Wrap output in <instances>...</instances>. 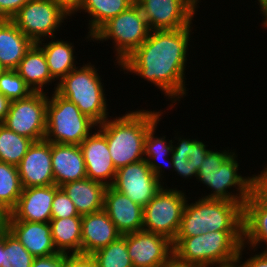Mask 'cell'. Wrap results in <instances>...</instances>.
Masks as SVG:
<instances>
[{
	"instance_id": "6da1fadb",
	"label": "cell",
	"mask_w": 267,
	"mask_h": 267,
	"mask_svg": "<svg viewBox=\"0 0 267 267\" xmlns=\"http://www.w3.org/2000/svg\"><path fill=\"white\" fill-rule=\"evenodd\" d=\"M192 30L191 24L181 29L151 31L148 38L120 64V69L124 74L134 73L153 83L170 99L173 108L188 93L185 70Z\"/></svg>"
},
{
	"instance_id": "7a4b0ae2",
	"label": "cell",
	"mask_w": 267,
	"mask_h": 267,
	"mask_svg": "<svg viewBox=\"0 0 267 267\" xmlns=\"http://www.w3.org/2000/svg\"><path fill=\"white\" fill-rule=\"evenodd\" d=\"M160 111V112H159ZM138 109L123 116L108 118L96 128L106 137L109 153L116 169L144 160V141L148 129L159 119L163 110Z\"/></svg>"
},
{
	"instance_id": "3957f363",
	"label": "cell",
	"mask_w": 267,
	"mask_h": 267,
	"mask_svg": "<svg viewBox=\"0 0 267 267\" xmlns=\"http://www.w3.org/2000/svg\"><path fill=\"white\" fill-rule=\"evenodd\" d=\"M237 154L233 150H209L197 173L199 181L212 191L202 198L238 202L242 206L252 194L254 175L239 174ZM233 188V191H229ZM234 188L236 193H234ZM229 189V190H228ZM233 192V193H232Z\"/></svg>"
},
{
	"instance_id": "277c9868",
	"label": "cell",
	"mask_w": 267,
	"mask_h": 267,
	"mask_svg": "<svg viewBox=\"0 0 267 267\" xmlns=\"http://www.w3.org/2000/svg\"><path fill=\"white\" fill-rule=\"evenodd\" d=\"M243 231H212L193 237H176L174 258L184 264L214 267L236 261Z\"/></svg>"
},
{
	"instance_id": "5b68a950",
	"label": "cell",
	"mask_w": 267,
	"mask_h": 267,
	"mask_svg": "<svg viewBox=\"0 0 267 267\" xmlns=\"http://www.w3.org/2000/svg\"><path fill=\"white\" fill-rule=\"evenodd\" d=\"M186 201L176 237H193L208 231H243V206L238 202L205 199Z\"/></svg>"
},
{
	"instance_id": "8992f818",
	"label": "cell",
	"mask_w": 267,
	"mask_h": 267,
	"mask_svg": "<svg viewBox=\"0 0 267 267\" xmlns=\"http://www.w3.org/2000/svg\"><path fill=\"white\" fill-rule=\"evenodd\" d=\"M82 66H77L55 83L57 86L53 90L76 104L84 115L99 125L110 117L104 85L95 65L89 62Z\"/></svg>"
},
{
	"instance_id": "52a82bcc",
	"label": "cell",
	"mask_w": 267,
	"mask_h": 267,
	"mask_svg": "<svg viewBox=\"0 0 267 267\" xmlns=\"http://www.w3.org/2000/svg\"><path fill=\"white\" fill-rule=\"evenodd\" d=\"M48 96L45 140L51 143L80 145L97 129V124L84 115L73 102L52 91Z\"/></svg>"
},
{
	"instance_id": "ba28073f",
	"label": "cell",
	"mask_w": 267,
	"mask_h": 267,
	"mask_svg": "<svg viewBox=\"0 0 267 267\" xmlns=\"http://www.w3.org/2000/svg\"><path fill=\"white\" fill-rule=\"evenodd\" d=\"M148 26L138 4L134 2L130 7L116 17L109 19L92 36L94 42L112 40L116 65L129 57L149 36Z\"/></svg>"
},
{
	"instance_id": "9c48e42d",
	"label": "cell",
	"mask_w": 267,
	"mask_h": 267,
	"mask_svg": "<svg viewBox=\"0 0 267 267\" xmlns=\"http://www.w3.org/2000/svg\"><path fill=\"white\" fill-rule=\"evenodd\" d=\"M186 192L164 187L143 208V229L174 241L180 225L183 210L188 200Z\"/></svg>"
},
{
	"instance_id": "30bf717a",
	"label": "cell",
	"mask_w": 267,
	"mask_h": 267,
	"mask_svg": "<svg viewBox=\"0 0 267 267\" xmlns=\"http://www.w3.org/2000/svg\"><path fill=\"white\" fill-rule=\"evenodd\" d=\"M68 16L53 0H29L11 21L26 37L37 43L56 37L54 34Z\"/></svg>"
},
{
	"instance_id": "8fae6325",
	"label": "cell",
	"mask_w": 267,
	"mask_h": 267,
	"mask_svg": "<svg viewBox=\"0 0 267 267\" xmlns=\"http://www.w3.org/2000/svg\"><path fill=\"white\" fill-rule=\"evenodd\" d=\"M48 92H33L26 98L11 101L9 111L1 122L15 133L34 142L46 134Z\"/></svg>"
},
{
	"instance_id": "7c38bea8",
	"label": "cell",
	"mask_w": 267,
	"mask_h": 267,
	"mask_svg": "<svg viewBox=\"0 0 267 267\" xmlns=\"http://www.w3.org/2000/svg\"><path fill=\"white\" fill-rule=\"evenodd\" d=\"M163 185L144 159L117 169L112 187L144 208Z\"/></svg>"
},
{
	"instance_id": "4fadbf2b",
	"label": "cell",
	"mask_w": 267,
	"mask_h": 267,
	"mask_svg": "<svg viewBox=\"0 0 267 267\" xmlns=\"http://www.w3.org/2000/svg\"><path fill=\"white\" fill-rule=\"evenodd\" d=\"M153 30L189 27L197 10L187 0H135ZM196 12V13H195Z\"/></svg>"
},
{
	"instance_id": "5bb4252c",
	"label": "cell",
	"mask_w": 267,
	"mask_h": 267,
	"mask_svg": "<svg viewBox=\"0 0 267 267\" xmlns=\"http://www.w3.org/2000/svg\"><path fill=\"white\" fill-rule=\"evenodd\" d=\"M127 251L133 267H163L174 257L173 241L144 230L127 234Z\"/></svg>"
},
{
	"instance_id": "9a60e30c",
	"label": "cell",
	"mask_w": 267,
	"mask_h": 267,
	"mask_svg": "<svg viewBox=\"0 0 267 267\" xmlns=\"http://www.w3.org/2000/svg\"><path fill=\"white\" fill-rule=\"evenodd\" d=\"M17 167L23 188L55 185L51 142L45 139L33 142Z\"/></svg>"
},
{
	"instance_id": "2e32d148",
	"label": "cell",
	"mask_w": 267,
	"mask_h": 267,
	"mask_svg": "<svg viewBox=\"0 0 267 267\" xmlns=\"http://www.w3.org/2000/svg\"><path fill=\"white\" fill-rule=\"evenodd\" d=\"M80 148L86 165L87 178L106 187L112 186L117 169L111 159L106 137L97 128L80 143Z\"/></svg>"
},
{
	"instance_id": "e0dca14e",
	"label": "cell",
	"mask_w": 267,
	"mask_h": 267,
	"mask_svg": "<svg viewBox=\"0 0 267 267\" xmlns=\"http://www.w3.org/2000/svg\"><path fill=\"white\" fill-rule=\"evenodd\" d=\"M59 188L56 185L23 188L10 220L50 222L52 202Z\"/></svg>"
},
{
	"instance_id": "ac0fdd59",
	"label": "cell",
	"mask_w": 267,
	"mask_h": 267,
	"mask_svg": "<svg viewBox=\"0 0 267 267\" xmlns=\"http://www.w3.org/2000/svg\"><path fill=\"white\" fill-rule=\"evenodd\" d=\"M103 210L122 235L143 229V207L112 186L105 189Z\"/></svg>"
},
{
	"instance_id": "d6986e66",
	"label": "cell",
	"mask_w": 267,
	"mask_h": 267,
	"mask_svg": "<svg viewBox=\"0 0 267 267\" xmlns=\"http://www.w3.org/2000/svg\"><path fill=\"white\" fill-rule=\"evenodd\" d=\"M122 234L102 209L82 216L81 254L91 255L118 240Z\"/></svg>"
},
{
	"instance_id": "ffe728a7",
	"label": "cell",
	"mask_w": 267,
	"mask_h": 267,
	"mask_svg": "<svg viewBox=\"0 0 267 267\" xmlns=\"http://www.w3.org/2000/svg\"><path fill=\"white\" fill-rule=\"evenodd\" d=\"M51 159L56 186L87 178L80 145L51 143Z\"/></svg>"
},
{
	"instance_id": "44dd1931",
	"label": "cell",
	"mask_w": 267,
	"mask_h": 267,
	"mask_svg": "<svg viewBox=\"0 0 267 267\" xmlns=\"http://www.w3.org/2000/svg\"><path fill=\"white\" fill-rule=\"evenodd\" d=\"M9 231L34 257H46L59 253L52 240L49 222L10 220Z\"/></svg>"
},
{
	"instance_id": "7402d4cb",
	"label": "cell",
	"mask_w": 267,
	"mask_h": 267,
	"mask_svg": "<svg viewBox=\"0 0 267 267\" xmlns=\"http://www.w3.org/2000/svg\"><path fill=\"white\" fill-rule=\"evenodd\" d=\"M177 144H173L172 154L168 162L173 168V172H177V176L180 175L185 180L196 177L202 164L203 159L210 150L202 140L184 138L183 136H175ZM176 146V147H175ZM170 160V161H169Z\"/></svg>"
},
{
	"instance_id": "603a6c76",
	"label": "cell",
	"mask_w": 267,
	"mask_h": 267,
	"mask_svg": "<svg viewBox=\"0 0 267 267\" xmlns=\"http://www.w3.org/2000/svg\"><path fill=\"white\" fill-rule=\"evenodd\" d=\"M34 42L11 21L0 19V65L16 70Z\"/></svg>"
},
{
	"instance_id": "cb8c5ba5",
	"label": "cell",
	"mask_w": 267,
	"mask_h": 267,
	"mask_svg": "<svg viewBox=\"0 0 267 267\" xmlns=\"http://www.w3.org/2000/svg\"><path fill=\"white\" fill-rule=\"evenodd\" d=\"M262 242L267 251V207L252 193L243 205V245L255 252Z\"/></svg>"
},
{
	"instance_id": "d4e9b609",
	"label": "cell",
	"mask_w": 267,
	"mask_h": 267,
	"mask_svg": "<svg viewBox=\"0 0 267 267\" xmlns=\"http://www.w3.org/2000/svg\"><path fill=\"white\" fill-rule=\"evenodd\" d=\"M60 188L72 200L81 216L103 209L106 186L100 182L85 178L65 183Z\"/></svg>"
},
{
	"instance_id": "484cf974",
	"label": "cell",
	"mask_w": 267,
	"mask_h": 267,
	"mask_svg": "<svg viewBox=\"0 0 267 267\" xmlns=\"http://www.w3.org/2000/svg\"><path fill=\"white\" fill-rule=\"evenodd\" d=\"M16 70L33 92L44 93V87L55 81L49 72L44 52L37 43L27 51Z\"/></svg>"
},
{
	"instance_id": "4316f807",
	"label": "cell",
	"mask_w": 267,
	"mask_h": 267,
	"mask_svg": "<svg viewBox=\"0 0 267 267\" xmlns=\"http://www.w3.org/2000/svg\"><path fill=\"white\" fill-rule=\"evenodd\" d=\"M50 39L48 43H43L44 40H41L37 44L44 52L51 77L58 83L77 67L78 62L74 56L75 49L72 42L57 38L55 40V37Z\"/></svg>"
},
{
	"instance_id": "83f0119b",
	"label": "cell",
	"mask_w": 267,
	"mask_h": 267,
	"mask_svg": "<svg viewBox=\"0 0 267 267\" xmlns=\"http://www.w3.org/2000/svg\"><path fill=\"white\" fill-rule=\"evenodd\" d=\"M49 224L52 240L58 252L81 254L82 216L52 218Z\"/></svg>"
},
{
	"instance_id": "f1b7e54d",
	"label": "cell",
	"mask_w": 267,
	"mask_h": 267,
	"mask_svg": "<svg viewBox=\"0 0 267 267\" xmlns=\"http://www.w3.org/2000/svg\"><path fill=\"white\" fill-rule=\"evenodd\" d=\"M134 2L135 0H83L77 11L87 13L91 19L88 23L89 32L86 35L88 41L104 23L119 15Z\"/></svg>"
},
{
	"instance_id": "f546056e",
	"label": "cell",
	"mask_w": 267,
	"mask_h": 267,
	"mask_svg": "<svg viewBox=\"0 0 267 267\" xmlns=\"http://www.w3.org/2000/svg\"><path fill=\"white\" fill-rule=\"evenodd\" d=\"M159 122L160 119L157 120L147 131L144 141V159L147 161L148 166L156 178L161 182L164 178L163 174L165 169H163V166L166 164L165 161L167 162V159L169 158L168 156L172 154L174 140L171 139L168 142L166 140V135L160 137L156 136L155 133ZM167 166L169 165L167 164ZM165 167L166 165L164 168Z\"/></svg>"
},
{
	"instance_id": "4dcf8cb0",
	"label": "cell",
	"mask_w": 267,
	"mask_h": 267,
	"mask_svg": "<svg viewBox=\"0 0 267 267\" xmlns=\"http://www.w3.org/2000/svg\"><path fill=\"white\" fill-rule=\"evenodd\" d=\"M33 140L19 135L0 123V161L18 166Z\"/></svg>"
},
{
	"instance_id": "1f68e13d",
	"label": "cell",
	"mask_w": 267,
	"mask_h": 267,
	"mask_svg": "<svg viewBox=\"0 0 267 267\" xmlns=\"http://www.w3.org/2000/svg\"><path fill=\"white\" fill-rule=\"evenodd\" d=\"M23 191L18 167L0 161V200L12 211Z\"/></svg>"
},
{
	"instance_id": "d6a6232c",
	"label": "cell",
	"mask_w": 267,
	"mask_h": 267,
	"mask_svg": "<svg viewBox=\"0 0 267 267\" xmlns=\"http://www.w3.org/2000/svg\"><path fill=\"white\" fill-rule=\"evenodd\" d=\"M91 256L97 267H133L127 251V234L95 251Z\"/></svg>"
},
{
	"instance_id": "836d02e7",
	"label": "cell",
	"mask_w": 267,
	"mask_h": 267,
	"mask_svg": "<svg viewBox=\"0 0 267 267\" xmlns=\"http://www.w3.org/2000/svg\"><path fill=\"white\" fill-rule=\"evenodd\" d=\"M0 93L10 101L26 98L33 91L24 82L17 70L5 69L0 76Z\"/></svg>"
},
{
	"instance_id": "e575fe53",
	"label": "cell",
	"mask_w": 267,
	"mask_h": 267,
	"mask_svg": "<svg viewBox=\"0 0 267 267\" xmlns=\"http://www.w3.org/2000/svg\"><path fill=\"white\" fill-rule=\"evenodd\" d=\"M4 250L11 264L8 267H31L35 258L10 231L4 236Z\"/></svg>"
},
{
	"instance_id": "d590c367",
	"label": "cell",
	"mask_w": 267,
	"mask_h": 267,
	"mask_svg": "<svg viewBox=\"0 0 267 267\" xmlns=\"http://www.w3.org/2000/svg\"><path fill=\"white\" fill-rule=\"evenodd\" d=\"M52 218H69L74 216H81L76 210L72 200L66 193L59 188L55 192L51 208Z\"/></svg>"
},
{
	"instance_id": "8d00e7d4",
	"label": "cell",
	"mask_w": 267,
	"mask_h": 267,
	"mask_svg": "<svg viewBox=\"0 0 267 267\" xmlns=\"http://www.w3.org/2000/svg\"><path fill=\"white\" fill-rule=\"evenodd\" d=\"M260 172L254 174L252 193L267 207V164Z\"/></svg>"
},
{
	"instance_id": "74e56055",
	"label": "cell",
	"mask_w": 267,
	"mask_h": 267,
	"mask_svg": "<svg viewBox=\"0 0 267 267\" xmlns=\"http://www.w3.org/2000/svg\"><path fill=\"white\" fill-rule=\"evenodd\" d=\"M246 245H241L236 261L242 266V267H267V251H263L262 253L259 252L258 254L252 253V257L250 255V258H247L245 262H242L241 260L243 258V250L245 249Z\"/></svg>"
},
{
	"instance_id": "f35d334b",
	"label": "cell",
	"mask_w": 267,
	"mask_h": 267,
	"mask_svg": "<svg viewBox=\"0 0 267 267\" xmlns=\"http://www.w3.org/2000/svg\"><path fill=\"white\" fill-rule=\"evenodd\" d=\"M29 0H0V19L11 20V18Z\"/></svg>"
},
{
	"instance_id": "ab89813d",
	"label": "cell",
	"mask_w": 267,
	"mask_h": 267,
	"mask_svg": "<svg viewBox=\"0 0 267 267\" xmlns=\"http://www.w3.org/2000/svg\"><path fill=\"white\" fill-rule=\"evenodd\" d=\"M63 267H97V264L91 255L65 254Z\"/></svg>"
},
{
	"instance_id": "60d3db41",
	"label": "cell",
	"mask_w": 267,
	"mask_h": 267,
	"mask_svg": "<svg viewBox=\"0 0 267 267\" xmlns=\"http://www.w3.org/2000/svg\"><path fill=\"white\" fill-rule=\"evenodd\" d=\"M65 253H57L46 257H35L31 267H63Z\"/></svg>"
},
{
	"instance_id": "b9f144b4",
	"label": "cell",
	"mask_w": 267,
	"mask_h": 267,
	"mask_svg": "<svg viewBox=\"0 0 267 267\" xmlns=\"http://www.w3.org/2000/svg\"><path fill=\"white\" fill-rule=\"evenodd\" d=\"M59 5L70 17L77 13V10L81 7L83 0H53Z\"/></svg>"
},
{
	"instance_id": "7bdbcfd3",
	"label": "cell",
	"mask_w": 267,
	"mask_h": 267,
	"mask_svg": "<svg viewBox=\"0 0 267 267\" xmlns=\"http://www.w3.org/2000/svg\"><path fill=\"white\" fill-rule=\"evenodd\" d=\"M10 103L11 101L0 93V123L5 119L9 111Z\"/></svg>"
},
{
	"instance_id": "ee69618b",
	"label": "cell",
	"mask_w": 267,
	"mask_h": 267,
	"mask_svg": "<svg viewBox=\"0 0 267 267\" xmlns=\"http://www.w3.org/2000/svg\"><path fill=\"white\" fill-rule=\"evenodd\" d=\"M11 215H0V241L9 232V222Z\"/></svg>"
},
{
	"instance_id": "f6af8a7d",
	"label": "cell",
	"mask_w": 267,
	"mask_h": 267,
	"mask_svg": "<svg viewBox=\"0 0 267 267\" xmlns=\"http://www.w3.org/2000/svg\"><path fill=\"white\" fill-rule=\"evenodd\" d=\"M11 266L8 261L7 252L4 250V238L0 241V267H8Z\"/></svg>"
},
{
	"instance_id": "bcb514c9",
	"label": "cell",
	"mask_w": 267,
	"mask_h": 267,
	"mask_svg": "<svg viewBox=\"0 0 267 267\" xmlns=\"http://www.w3.org/2000/svg\"><path fill=\"white\" fill-rule=\"evenodd\" d=\"M259 4L260 14H262V17H264V21H262V26L267 29V0H263Z\"/></svg>"
},
{
	"instance_id": "7dc6e473",
	"label": "cell",
	"mask_w": 267,
	"mask_h": 267,
	"mask_svg": "<svg viewBox=\"0 0 267 267\" xmlns=\"http://www.w3.org/2000/svg\"><path fill=\"white\" fill-rule=\"evenodd\" d=\"M163 267H198L193 264H184L181 262H178L174 257Z\"/></svg>"
},
{
	"instance_id": "c3c4849f",
	"label": "cell",
	"mask_w": 267,
	"mask_h": 267,
	"mask_svg": "<svg viewBox=\"0 0 267 267\" xmlns=\"http://www.w3.org/2000/svg\"><path fill=\"white\" fill-rule=\"evenodd\" d=\"M0 215H11V211L0 200Z\"/></svg>"
},
{
	"instance_id": "681fc988",
	"label": "cell",
	"mask_w": 267,
	"mask_h": 267,
	"mask_svg": "<svg viewBox=\"0 0 267 267\" xmlns=\"http://www.w3.org/2000/svg\"><path fill=\"white\" fill-rule=\"evenodd\" d=\"M215 267H242L237 261Z\"/></svg>"
},
{
	"instance_id": "f907efd6",
	"label": "cell",
	"mask_w": 267,
	"mask_h": 267,
	"mask_svg": "<svg viewBox=\"0 0 267 267\" xmlns=\"http://www.w3.org/2000/svg\"><path fill=\"white\" fill-rule=\"evenodd\" d=\"M196 10H198L197 8H199V0H187Z\"/></svg>"
},
{
	"instance_id": "816d5d0a",
	"label": "cell",
	"mask_w": 267,
	"mask_h": 267,
	"mask_svg": "<svg viewBox=\"0 0 267 267\" xmlns=\"http://www.w3.org/2000/svg\"><path fill=\"white\" fill-rule=\"evenodd\" d=\"M5 71V69L0 65V76Z\"/></svg>"
}]
</instances>
